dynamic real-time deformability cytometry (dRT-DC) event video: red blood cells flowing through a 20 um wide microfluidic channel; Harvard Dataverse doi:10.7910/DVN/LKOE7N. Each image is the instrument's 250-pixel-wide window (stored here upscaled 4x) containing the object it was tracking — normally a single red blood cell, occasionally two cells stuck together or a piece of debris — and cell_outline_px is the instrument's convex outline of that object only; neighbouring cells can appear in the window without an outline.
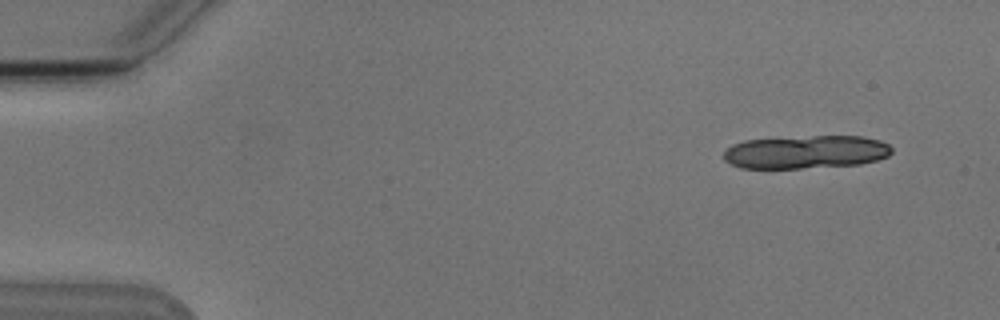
{"species": "Egyptian fruit bat (a non-hibernating species)", "species_latin": "Rousettus aegyptiacus", "temperature_condition": "cold", "stored_images_in_passage": 4, "segment_of_instrument_passage": [1, 2], "camera_frame_rate_fps": 3000, "um_per_image_px": 0.085, "animal": {"sex": "male"}, "frame": {"image": 1, "passage_image": 1, "time_ms": 0.0, "image_size_px": [1000, 320], "cell_outline_px": [[892, 152], [888, 156], [876, 160], [860, 164], [800, 168], [740, 168], [724, 160], [724, 152], [732, 144], [744, 140], [812, 136], [864, 136], [880, 140], [888, 144], [892, 148]], "centroid_in_image_um": [68.51, 12.91], "position_along_channel_um": 16.5, "area_um2": 32.48}}